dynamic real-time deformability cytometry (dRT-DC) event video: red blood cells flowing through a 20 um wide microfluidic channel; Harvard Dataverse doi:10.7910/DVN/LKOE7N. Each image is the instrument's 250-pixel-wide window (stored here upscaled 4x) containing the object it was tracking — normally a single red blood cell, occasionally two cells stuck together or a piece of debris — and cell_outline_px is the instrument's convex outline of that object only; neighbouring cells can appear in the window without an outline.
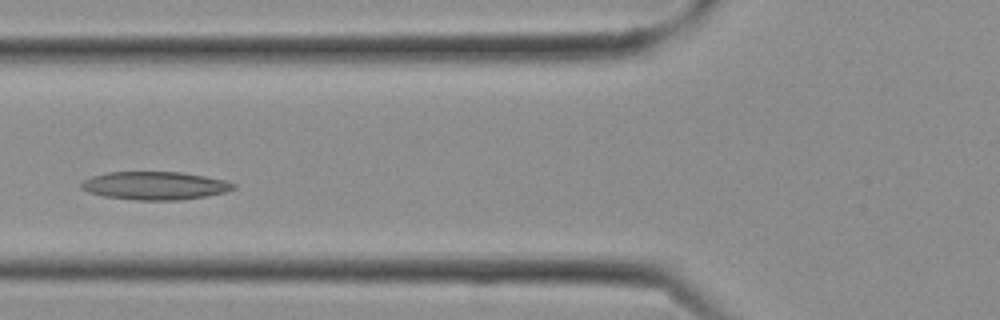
{"species": "Egyptian fruit bat (a non-hibernating species)", "species_latin": "Rousettus aegyptiacus", "temperature_condition": "cold", "stored_images_in_passage": 10, "camera_frame_rate_fps": 3000, "um_per_image_px": 0.085, "frame": {"image": 1, "passage_image": 9, "time_ms": 2.667, "image_size_px": [1000, 320], "cell_outline_px": [[236, 188], [224, 192], [208, 196], [180, 200], [136, 200], [104, 196], [88, 192], [80, 188], [80, 184], [84, 180], [92, 176], [108, 172], [184, 172], [224, 180], [236, 184]], "centroid_in_image_um": [13.17, 15.78], "position_along_channel_um": 112.6, "area_um2": 24.97}}